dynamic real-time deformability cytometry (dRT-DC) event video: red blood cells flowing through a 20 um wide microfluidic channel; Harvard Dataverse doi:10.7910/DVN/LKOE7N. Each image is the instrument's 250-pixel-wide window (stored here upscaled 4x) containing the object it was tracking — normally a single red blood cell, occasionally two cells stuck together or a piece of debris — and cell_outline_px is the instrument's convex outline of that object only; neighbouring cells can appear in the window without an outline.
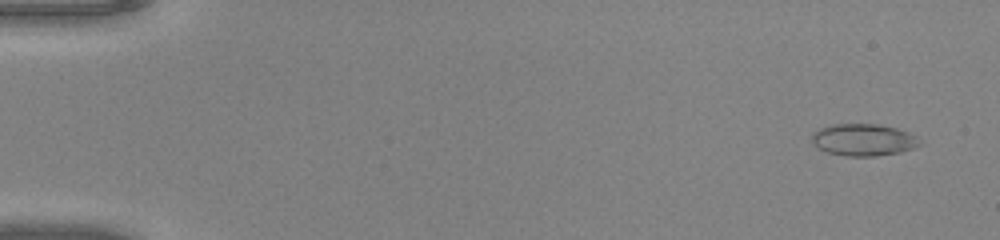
{"species": "common noctule bat (a hibernating species)", "species_latin": "Nyctalus noctula", "temperature_condition": "warm", "stored_images_in_passage": 51, "camera_frame_rate_fps": 3000, "um_per_image_px": 0.085, "animal": {"sex": "male", "body_mass_g": 20.0, "forearm_length_mm": 53.3}, "frame": {"image": 1, "passage_image": 3, "time_ms": 0.667, "image_size_px": [1000, 240], "cell_outline_px": [[924, 144], [900, 152], [876, 156], [844, 156], [828, 152], [812, 144], [812, 132], [828, 124], [876, 124], [896, 128], [908, 132], [916, 136]], "centroid_in_image_um": [73.39, 11.88], "position_along_channel_um": 11.6, "area_um2": 20.23}}
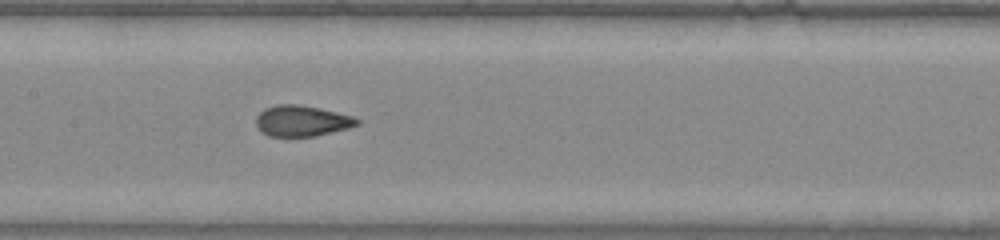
{"frame": {"image": 2, "passage_image": 26, "time_ms": 8.333, "image_size_px": [1000, 240], "cell_outline_px": [[360, 124], [348, 128], [316, 136], [268, 136], [260, 132], [256, 124], [256, 116], [264, 108], [276, 104], [296, 104], [320, 108], [352, 116], [360, 120]], "centroid_in_image_um": [25.63, 10.27], "position_along_channel_um": 181.8, "area_um2": 18.26}}
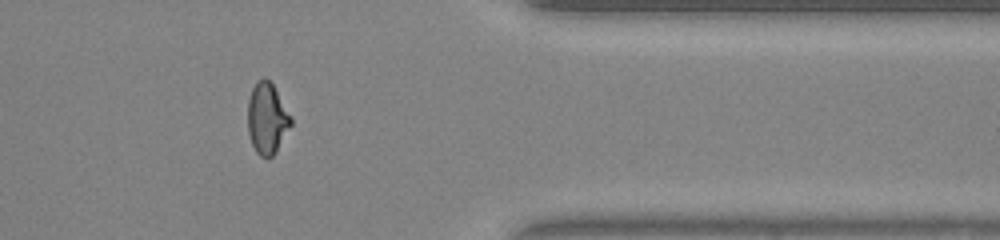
{"frame": {"image": 3, "passage_image": 42, "time_ms": 13.667, "image_size_px": [1000, 240], "cell_outline_px": [[292, 124], [276, 152], [268, 160], [260, 156], [256, 152], [252, 144], [248, 132], [248, 100], [252, 88], [256, 80], [264, 76], [272, 84], [292, 116]], "centroid_in_image_um": [22.7, 10.08], "position_along_channel_um": 388.7, "area_um2": 18.09}, "authors_computed_cell_mechanics": {"area_um2": 18.2648, "velocity_mm_per_s": 4.1574, "shape_relaxation_time_tau1_ms": null, "shape_relaxation_time_tau2_ms": 0.637, "deformation_change_tau1": null, "deformation_change_tau2": 0.0611}}